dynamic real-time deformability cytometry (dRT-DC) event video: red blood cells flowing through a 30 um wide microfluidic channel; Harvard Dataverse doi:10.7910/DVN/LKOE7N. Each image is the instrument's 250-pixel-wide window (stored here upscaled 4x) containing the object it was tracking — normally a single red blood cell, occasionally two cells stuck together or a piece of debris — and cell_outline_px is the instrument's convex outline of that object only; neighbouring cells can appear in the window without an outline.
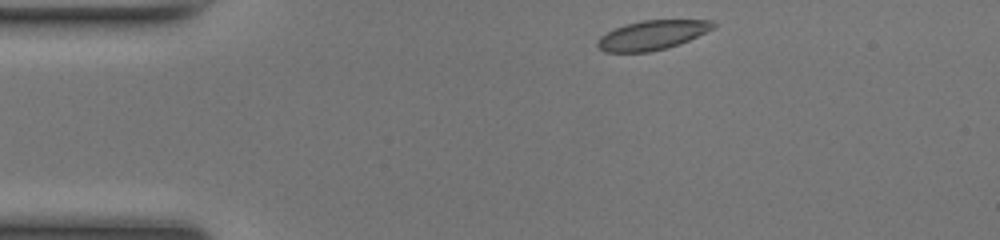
{"species": "common noctule bat (a hibernating species)", "species_latin": "Nyctalus noctula", "temperature_condition": "room temperature", "stored_images_in_passage": 41, "camera_frame_rate_fps": 3000, "um_per_image_px": 0.085, "animal": {"sex": "female", "body_mass_g": 17.0, "forearm_length_mm": 48.0}, "frame": {"image": 1, "passage_image": 1, "time_ms": 0.0, "image_size_px": [1000, 240], "cell_outline_px": [[716, 24], [712, 28], [680, 44], [648, 52], [604, 52], [596, 44], [596, 40], [600, 36], [624, 24], [640, 20], [712, 20]], "centroid_in_image_um": [55.38, 2.98], "position_along_channel_um": 29.6, "area_um2": 19.59}}
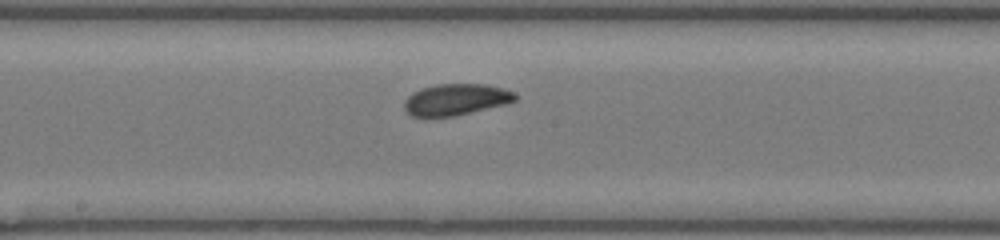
{"frame": {"image": 2, "passage_image": 18, "time_ms": 5.667, "image_size_px": [1000, 240], "cell_outline_px": [[516, 100], [508, 104], [456, 116], [412, 116], [404, 108], [404, 100], [412, 92], [420, 88], [436, 84], [484, 84], [504, 88], [512, 92], [516, 96]], "centroid_in_image_um": [38.76, 8.45], "position_along_channel_um": 209.4, "area_um2": 20.4}}
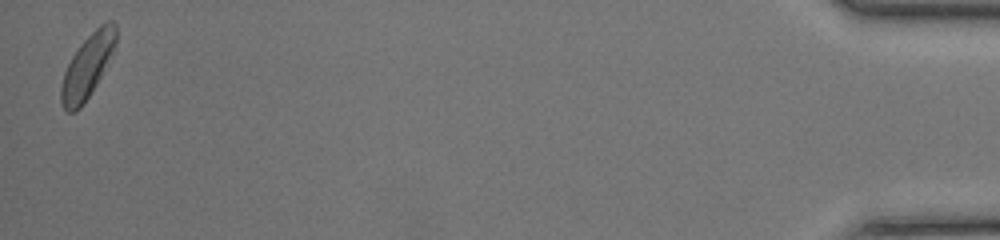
{"frame": {"image": 3, "passage_image": 41, "time_ms": 13.333, "image_size_px": [1000, 240], "cell_outline_px": [[116, 44], [92, 92], [84, 104], [76, 112], [68, 112], [60, 104], [60, 88], [64, 72], [72, 56], [80, 44], [100, 24], [108, 20], [112, 20], [116, 24]], "centroid_in_image_um": [7.41, 5.64], "position_along_channel_um": 427.8, "area_um2": 20.11}, "authors_computed_cell_mechanics": {"area_um2": 20.0566, "velocity_mm_per_s": 4.1483, "shape_relaxation_time_tau1_ms": 5.7402, "shape_relaxation_time_tau2_ms": null, "deformation_change_tau1": 0.147, "deformation_change_tau2": null}}